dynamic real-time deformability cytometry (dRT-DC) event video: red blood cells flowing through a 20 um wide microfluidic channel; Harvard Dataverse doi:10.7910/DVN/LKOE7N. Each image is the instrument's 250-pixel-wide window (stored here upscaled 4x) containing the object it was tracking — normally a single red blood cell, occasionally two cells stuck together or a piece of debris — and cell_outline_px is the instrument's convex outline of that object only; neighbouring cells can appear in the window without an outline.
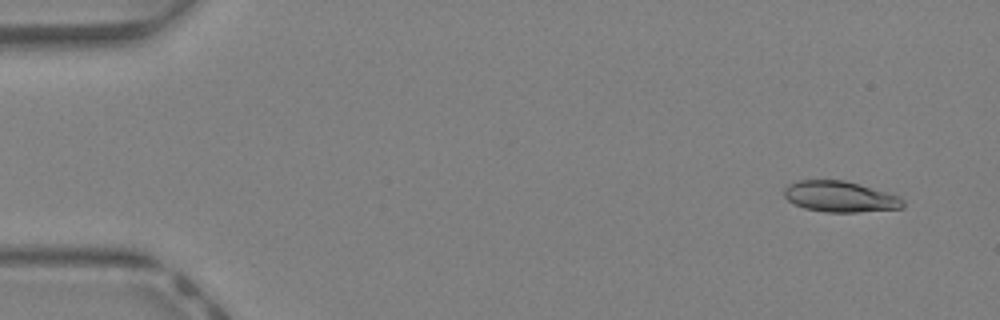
{"species": "Egyptian fruit bat (a non-hibernating species)", "species_latin": "Rousettus aegyptiacus", "temperature_condition": "warm", "stored_images_in_passage": 42, "camera_frame_rate_fps": 3000, "um_per_image_px": 0.085, "animal": {"sex": "female"}, "frame": {"image": 1, "passage_image": 2, "time_ms": 0.333, "image_size_px": [1000, 320], "cell_outline_px": [[904, 208], [856, 212], [824, 212], [804, 208], [788, 200], [784, 196], [784, 188], [788, 184], [796, 180], [844, 180], [900, 196], [904, 200]], "centroid_in_image_um": [71.4, 16.71], "position_along_channel_um": 13.6, "area_um2": 21.39}}
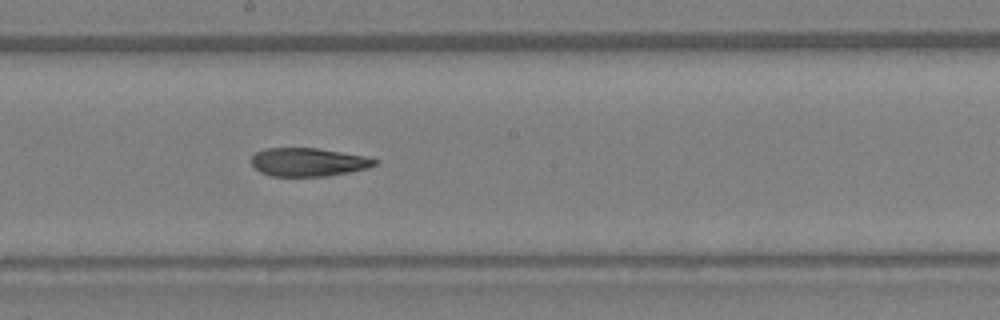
{"frame": {"image": 2, "passage_image": 23, "time_ms": 7.333, "image_size_px": [1000, 320], "cell_outline_px": [[376, 164], [368, 168], [328, 176], [272, 176], [260, 172], [252, 164], [252, 156], [256, 152], [264, 148], [316, 148], [364, 156], [376, 160]], "centroid_in_image_um": [26.17, 13.78], "position_along_channel_um": 222.0, "area_um2": 20.17}}
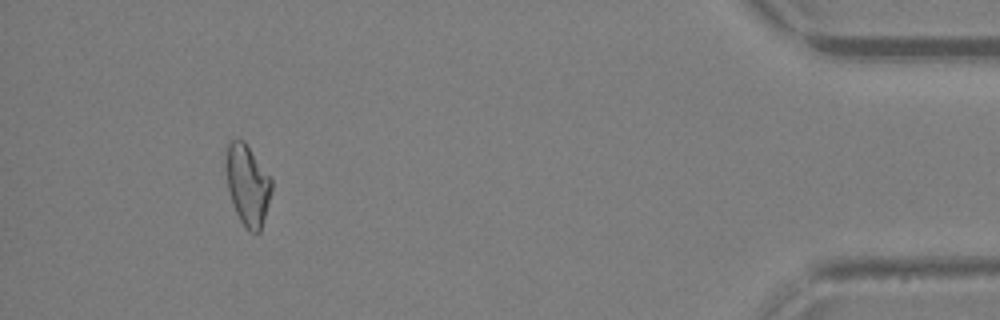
{"frame": {"image": 3, "passage_image": 39, "time_ms": 12.667, "image_size_px": [1000, 320], "cell_outline_px": [[272, 188], [268, 204], [260, 232], [248, 232], [240, 220], [236, 212], [228, 188], [224, 164], [228, 144], [232, 140], [244, 140], [272, 180]], "centroid_in_image_um": [21.03, 15.72], "position_along_channel_um": 414.2, "area_um2": 21.27}, "authors_computed_cell_mechanics": {"area_um2": 21.3571, "velocity_mm_per_s": 4.8031, "shape_relaxation_time_tau1_ms": 5.8937, "shape_relaxation_time_tau2_ms": 5.1328, "deformation_change_tau1": 0.2141, "deformation_change_tau2": 0.1618}}